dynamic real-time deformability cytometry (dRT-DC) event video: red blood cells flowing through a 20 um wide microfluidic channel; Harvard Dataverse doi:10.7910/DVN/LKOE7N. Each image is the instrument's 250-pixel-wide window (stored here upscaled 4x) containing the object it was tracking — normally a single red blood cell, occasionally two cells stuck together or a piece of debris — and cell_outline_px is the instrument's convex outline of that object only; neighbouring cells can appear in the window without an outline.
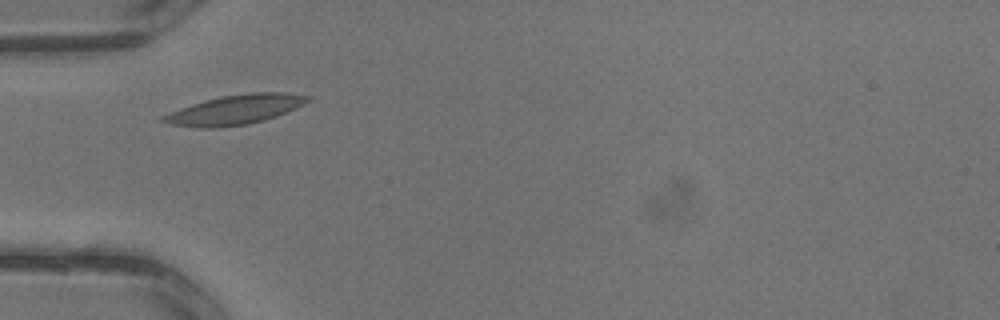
{"species": "common noctule bat (a hibernating species)", "species_latin": "Nyctalus noctula", "temperature_condition": "warm", "stored_images_in_passage": 1, "camera_frame_rate_fps": 3000, "um_per_image_px": 0.085, "animal": {"sex": "male", "body_mass_g": 13.3}, "frame": {"image": 1, "passage_image": 1, "time_ms": 0.0, "image_size_px": [1000, 320], "cell_outline_px": [[312, 96], [304, 104], [276, 116], [264, 120], [244, 124], [216, 128], [196, 128], [168, 124], [160, 120], [160, 116], [180, 108], [192, 104], [220, 96], [252, 92], [284, 92]], "centroid_in_image_um": [19.94, 9.32], "position_along_channel_um": 65.1, "area_um2": 24.8}}